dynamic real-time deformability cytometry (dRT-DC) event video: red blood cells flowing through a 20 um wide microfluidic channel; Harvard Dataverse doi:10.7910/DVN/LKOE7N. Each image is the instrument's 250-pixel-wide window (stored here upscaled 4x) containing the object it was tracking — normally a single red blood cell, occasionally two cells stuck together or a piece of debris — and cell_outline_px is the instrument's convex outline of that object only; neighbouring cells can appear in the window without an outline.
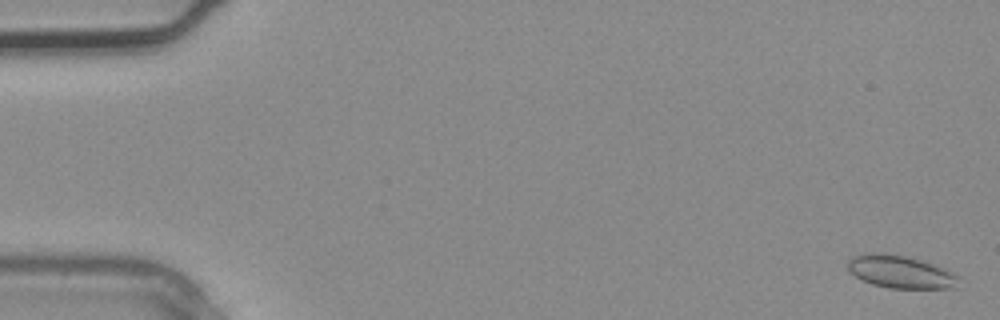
{"species": "common noctule bat (a hibernating species)", "species_latin": "Nyctalus noctula", "temperature_condition": "warm", "stored_images_in_passage": 4, "camera_frame_rate_fps": 3000, "um_per_image_px": 0.085, "animal": {"sex": "male", "body_mass_g": 20.4}, "frame": {"image": 1, "passage_image": 1, "time_ms": 0.0, "image_size_px": [1000, 320], "cell_outline_px": [[956, 288], [888, 288], [872, 284], [856, 276], [848, 268], [848, 260], [856, 256], [868, 252], [884, 252], [904, 256], [920, 260], [944, 268], [952, 272], [956, 276]], "centroid_in_image_um": [76.51, 23.1], "position_along_channel_um": 8.5, "area_um2": 20.75}}
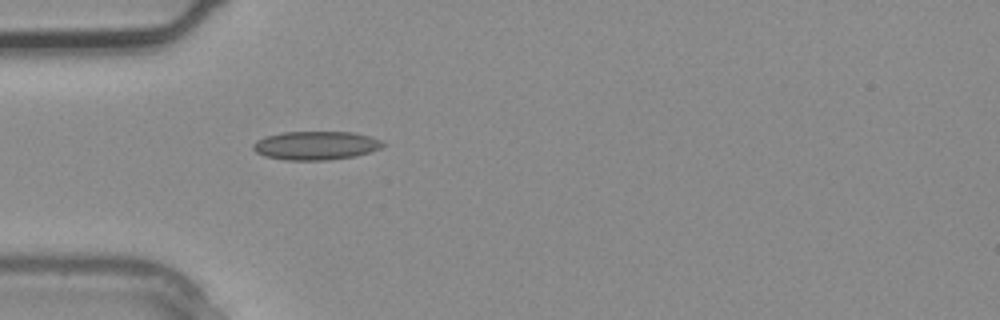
{"frame": {"image": 2, "passage_image": 4, "time_ms": 1.0, "image_size_px": [1000, 320], "cell_outline_px": [[388, 144], [380, 148], [356, 156], [324, 160], [284, 160], [264, 156], [256, 152], [252, 148], [252, 144], [256, 140], [264, 136], [280, 132], [352, 132], [372, 136]], "centroid_in_image_um": [26.82, 12.36], "position_along_channel_um": 58.2, "area_um2": 21.85}}